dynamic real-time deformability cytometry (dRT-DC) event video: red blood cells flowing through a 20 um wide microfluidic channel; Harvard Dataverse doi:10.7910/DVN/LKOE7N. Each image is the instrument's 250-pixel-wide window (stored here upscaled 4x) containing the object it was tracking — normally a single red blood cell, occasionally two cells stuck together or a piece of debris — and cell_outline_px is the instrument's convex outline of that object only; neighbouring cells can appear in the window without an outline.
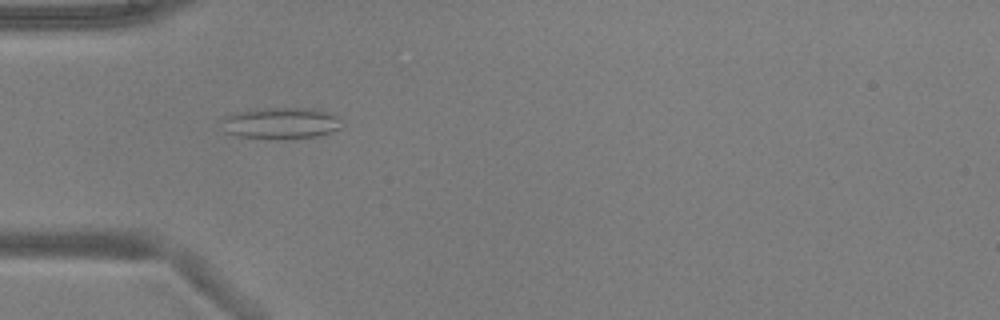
{"species": "common noctule bat (a hibernating species)", "species_latin": "Nyctalus noctula", "temperature_condition": "warm", "stored_images_in_passage": 8, "camera_frame_rate_fps": 3000, "um_per_image_px": 0.085, "animal": {"sex": "male", "body_mass_g": 17.9, "forearm_length_mm": 54.2}, "frame": {"image": 1, "passage_image": 3, "time_ms": 0.667, "image_size_px": [1000, 320], "cell_outline_px": [[344, 124], [340, 128], [324, 136], [236, 136], [224, 132], [220, 120], [220, 116], [232, 112], [252, 108], [312, 108], [336, 116]], "centroid_in_image_um": [23.79, 10.41], "position_along_channel_um": 61.2, "area_um2": 21.68}}
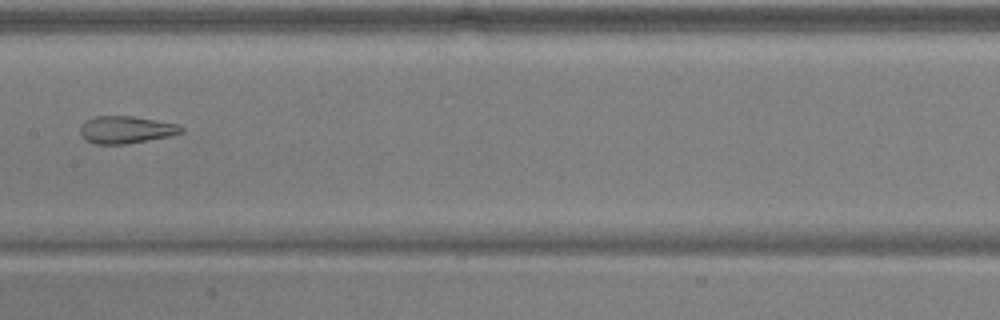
{"frame": {"image": 2, "passage_image": 6, "time_ms": 1.667, "image_size_px": [1000, 320], "cell_outline_px": [[184, 132], [168, 136], [124, 144], [96, 144], [84, 140], [80, 132], [80, 128], [88, 120], [96, 116], [132, 116], [180, 124], [184, 128]], "centroid_in_image_um": [10.74, 11.02], "position_along_channel_um": 196.7, "area_um2": 15.95}}
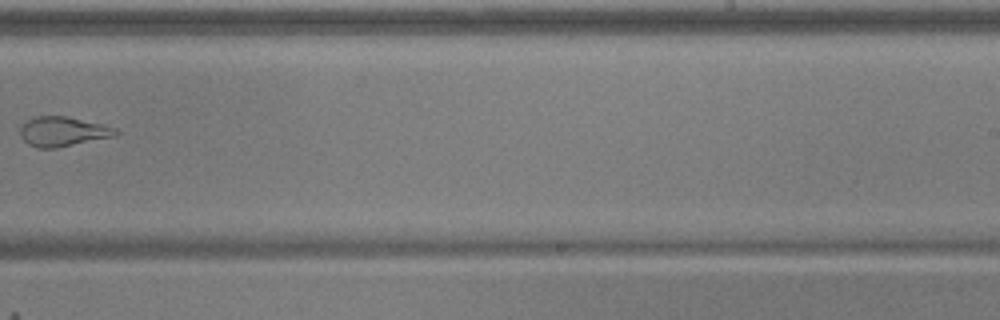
{"frame": {"image": 3, "passage_image": 8, "time_ms": 2.333, "image_size_px": [1000, 320], "cell_outline_px": [[120, 132], [116, 136], [56, 148], [36, 148], [28, 144], [20, 136], [20, 128], [32, 116], [68, 116], [104, 124], [116, 128]], "centroid_in_image_um": [5.37, 11.18], "position_along_channel_um": 283.6, "area_um2": 16.7}}